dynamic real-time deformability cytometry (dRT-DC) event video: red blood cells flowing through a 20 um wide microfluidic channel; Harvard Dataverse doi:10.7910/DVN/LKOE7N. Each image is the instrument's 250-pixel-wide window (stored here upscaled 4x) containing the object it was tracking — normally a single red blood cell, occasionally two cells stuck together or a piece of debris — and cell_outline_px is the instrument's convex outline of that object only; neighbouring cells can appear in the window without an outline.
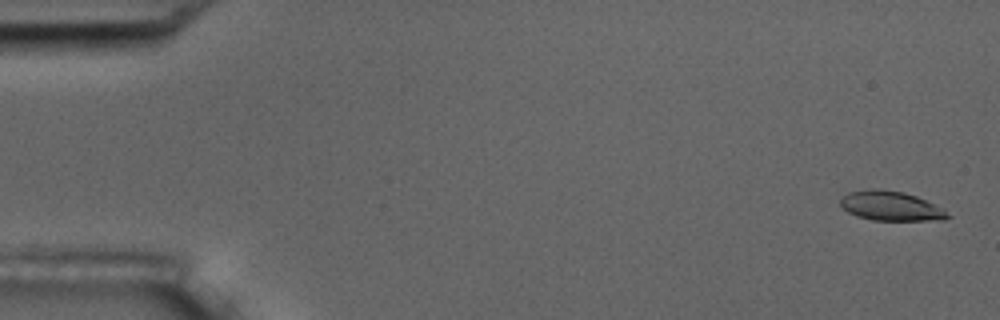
{"species": "common noctule bat (a hibernating species)", "species_latin": "Nyctalus noctula", "temperature_condition": "room temperature", "stored_images_in_passage": 5, "camera_frame_rate_fps": 3000, "um_per_image_px": 0.085, "animal": {"sex": "male", "body_mass_g": 17.5, "forearm_length_mm": 52.3}, "frame": {"image": 1, "passage_image": 1, "time_ms": 0.0, "image_size_px": [1000, 320], "cell_outline_px": [[952, 216], [944, 220], [872, 220], [856, 216], [848, 212], [840, 204], [840, 200], [848, 192], [872, 188], [876, 188], [904, 192], [916, 196], [944, 208]], "centroid_in_image_um": [75.75, 17.51], "position_along_channel_um": 9.3, "area_um2": 18.55}}